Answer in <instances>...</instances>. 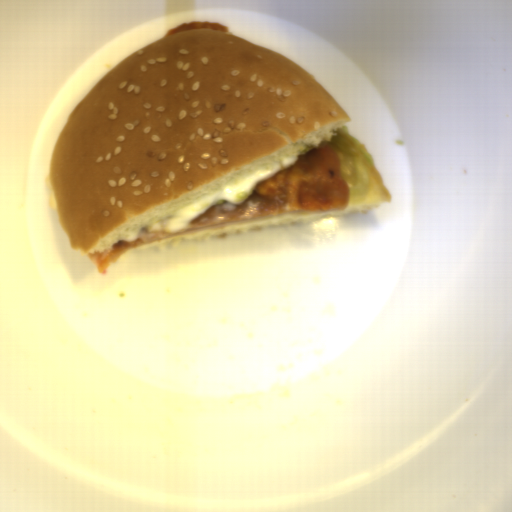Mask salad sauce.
I'll return each instance as SVG.
<instances>
[{
	"instance_id": "salad-sauce-1",
	"label": "salad sauce",
	"mask_w": 512,
	"mask_h": 512,
	"mask_svg": "<svg viewBox=\"0 0 512 512\" xmlns=\"http://www.w3.org/2000/svg\"><path fill=\"white\" fill-rule=\"evenodd\" d=\"M299 153L300 151L193 201L176 212L146 225V231L178 233L189 230L191 220L204 213L217 201L241 206L255 191L258 182L273 177L278 171L296 164Z\"/></svg>"
}]
</instances>
